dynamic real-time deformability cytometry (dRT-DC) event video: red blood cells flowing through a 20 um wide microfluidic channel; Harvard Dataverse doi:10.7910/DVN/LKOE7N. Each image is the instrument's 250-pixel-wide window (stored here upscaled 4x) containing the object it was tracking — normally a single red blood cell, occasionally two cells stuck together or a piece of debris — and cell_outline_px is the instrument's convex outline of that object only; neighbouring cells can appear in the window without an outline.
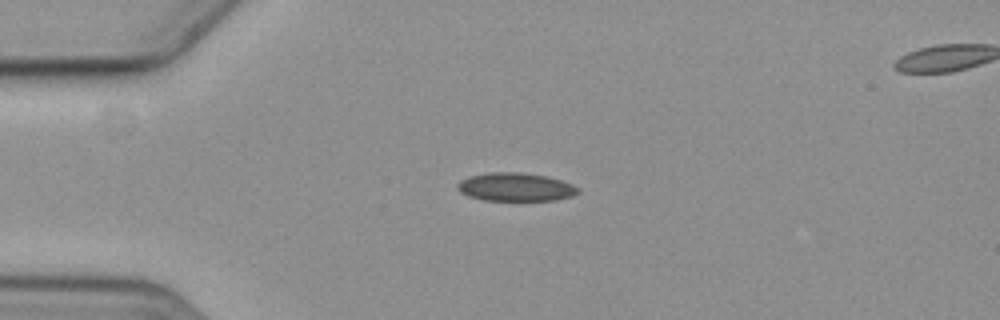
{"species": "common noctule bat (a hibernating species)", "species_latin": "Nyctalus noctula", "temperature_condition": "cold", "stored_images_in_passage": 5, "camera_frame_rate_fps": 3000, "um_per_image_px": 0.085, "animal": {"sex": "female", "body_mass_g": 19.3, "forearm_length_mm": 54.1}, "frame": {"image": 1, "passage_image": 4, "time_ms": 3.667, "image_size_px": [1000, 320], "cell_outline_px": [[580, 192], [572, 196], [556, 200], [484, 200], [468, 196], [460, 192], [456, 188], [456, 184], [460, 180], [468, 176], [488, 172], [516, 172], [548, 176], [572, 184], [580, 188]], "centroid_in_image_um": [43.8, 15.89], "position_along_channel_um": 41.2, "area_um2": 20.06}}